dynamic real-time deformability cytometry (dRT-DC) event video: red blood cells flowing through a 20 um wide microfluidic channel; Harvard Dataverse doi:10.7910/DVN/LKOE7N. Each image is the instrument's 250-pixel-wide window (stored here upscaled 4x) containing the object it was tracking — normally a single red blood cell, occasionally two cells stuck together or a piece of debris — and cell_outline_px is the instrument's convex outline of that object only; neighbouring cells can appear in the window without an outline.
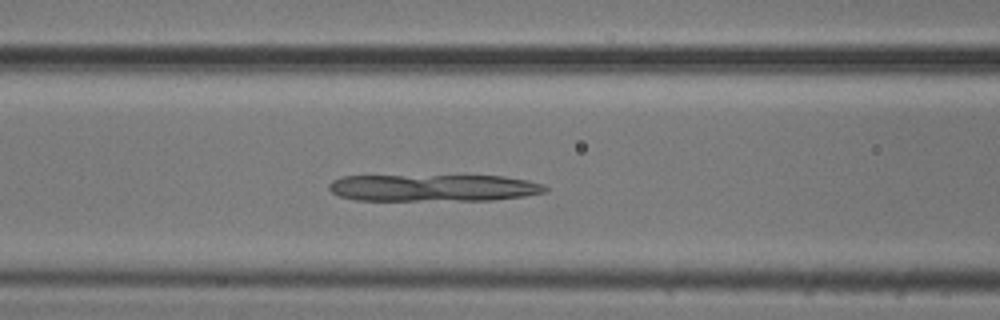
{"species": "common noctule bat (a hibernating species)", "species_latin": "Nyctalus noctula", "temperature_condition": "cold", "stored_images_in_passage": 42, "camera_frame_rate_fps": 3000, "um_per_image_px": 0.085, "animal": {"sex": "male", "body_mass_g": 20.5, "forearm_length_mm": 52.5}, "frame": {"image": 1, "passage_image": 9, "time_ms": 2.667, "image_size_px": [1000, 320], "cell_outline_px": [[548, 188], [544, 192], [524, 196], [492, 200], [356, 200], [340, 196], [332, 192], [328, 188], [328, 184], [332, 180], [340, 176], [504, 176], [528, 180], [544, 184]], "centroid_in_image_um": [36.83, 15.96], "position_along_channel_um": 129.8, "area_um2": 34.04}}
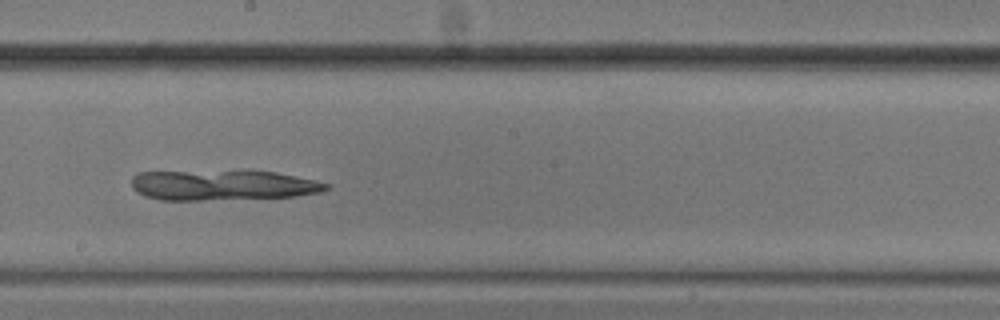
{"frame": {"image": 2, "passage_image": 17, "time_ms": 5.333, "image_size_px": [1000, 320], "cell_outline_px": [[332, 184], [328, 188], [320, 192], [296, 196], [204, 200], [160, 200], [144, 196], [136, 192], [132, 188], [132, 176], [140, 172], [276, 172], [316, 180]], "centroid_in_image_um": [18.93, 15.76], "position_along_channel_um": 229.3, "area_um2": 33.81}}
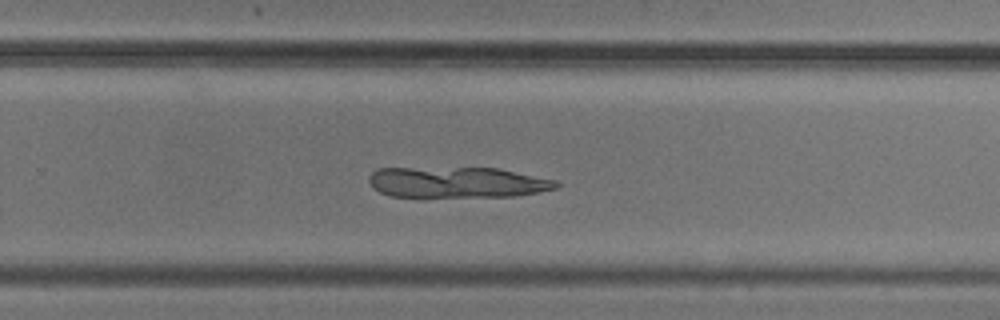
{"frame": {"image": 3, "passage_image": 22, "time_ms": 7.0, "image_size_px": [1000, 320], "cell_outline_px": [[560, 184], [556, 188], [516, 196], [424, 200], [420, 200], [388, 196], [372, 188], [368, 180], [368, 176], [372, 172], [380, 168], [496, 168], [556, 180]], "centroid_in_image_um": [38.75, 15.56], "position_along_channel_um": 291.1, "area_um2": 35.2}}